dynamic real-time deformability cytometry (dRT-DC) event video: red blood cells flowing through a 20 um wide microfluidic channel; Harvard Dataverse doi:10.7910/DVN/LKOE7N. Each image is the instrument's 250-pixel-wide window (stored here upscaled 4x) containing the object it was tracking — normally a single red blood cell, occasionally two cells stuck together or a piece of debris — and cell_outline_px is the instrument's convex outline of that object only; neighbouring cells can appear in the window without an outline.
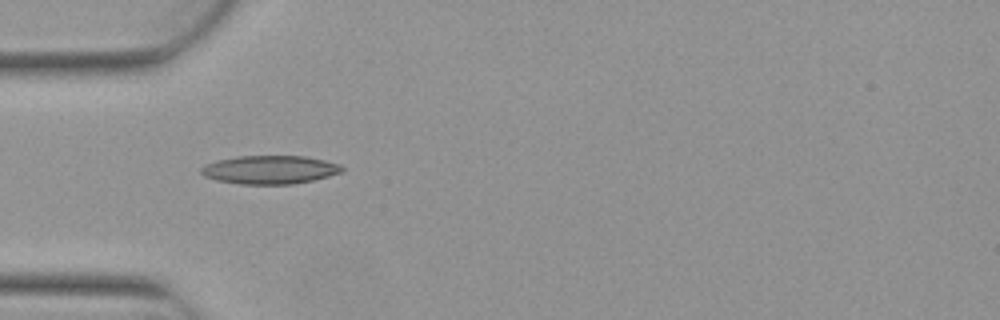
{"species": "Egyptian fruit bat (a non-hibernating species)", "species_latin": "Rousettus aegyptiacus", "temperature_condition": "warm", "stored_images_in_passage": 6, "camera_frame_rate_fps": 3000, "um_per_image_px": 0.085, "animal": {"sex": "female"}, "frame": {"image": 1, "passage_image": 5, "time_ms": 1.333, "image_size_px": [1000, 320], "cell_outline_px": [[344, 172], [312, 180], [292, 184], [240, 184], [216, 180], [204, 176], [200, 172], [200, 168], [204, 164], [216, 160], [236, 156], [304, 156], [324, 160], [340, 164], [344, 168]], "centroid_in_image_um": [22.91, 14.42], "position_along_channel_um": 62.1, "area_um2": 23.47}}
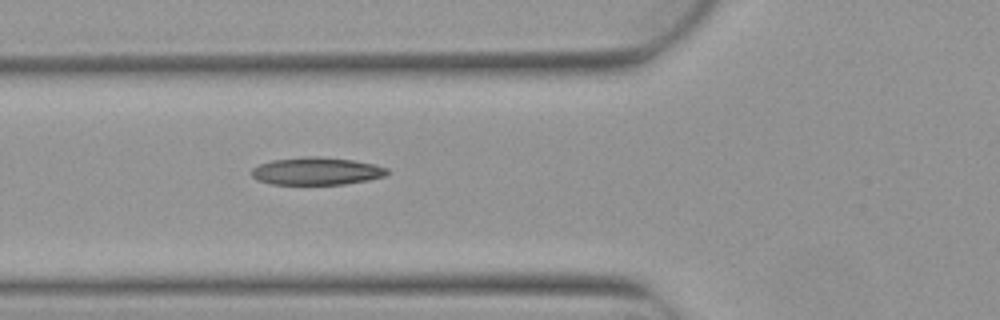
{"frame": {"image": 2, "passage_image": 6, "time_ms": 1.667, "image_size_px": [1000, 320], "cell_outline_px": [[392, 172], [384, 176], [368, 180], [344, 184], [272, 184], [256, 180], [252, 176], [252, 168], [260, 164], [272, 160], [304, 156], [316, 156], [352, 160], [376, 164], [388, 168]], "centroid_in_image_um": [26.94, 14.54], "position_along_channel_um": 98.9, "area_um2": 21.91}}